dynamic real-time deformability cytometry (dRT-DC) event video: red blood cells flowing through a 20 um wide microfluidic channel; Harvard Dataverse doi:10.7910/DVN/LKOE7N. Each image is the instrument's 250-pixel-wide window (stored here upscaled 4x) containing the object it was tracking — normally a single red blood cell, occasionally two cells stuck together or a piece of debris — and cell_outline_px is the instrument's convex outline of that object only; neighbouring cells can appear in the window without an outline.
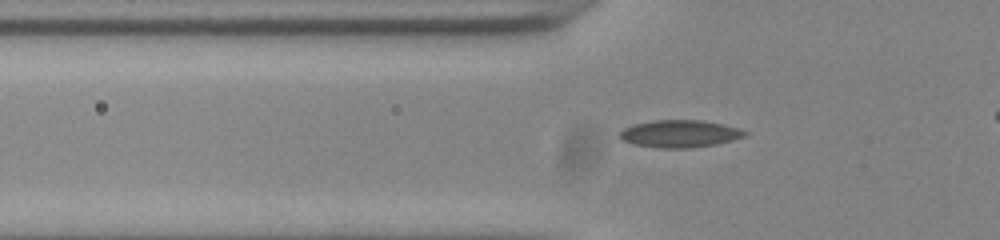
{"species": "common noctule bat (a hibernating species)", "species_latin": "Nyctalus noctula", "temperature_condition": "room temperature", "stored_images_in_passage": 45, "camera_frame_rate_fps": 3000, "um_per_image_px": 0.085, "animal": {"sex": "male", "body_mass_g": 20.0, "forearm_length_mm": 53.3}, "frame": {"image": 1, "passage_image": 15, "time_ms": 4.667, "image_size_px": [1000, 240], "cell_outline_px": [[748, 132], [744, 136], [732, 140], [716, 144], [688, 148], [660, 148], [632, 144], [624, 140], [620, 136], [620, 132], [624, 128], [636, 124], [652, 120], [704, 120], [736, 128]], "centroid_in_image_um": [57.76, 11.37], "position_along_channel_um": 68.0, "area_um2": 19.65}}
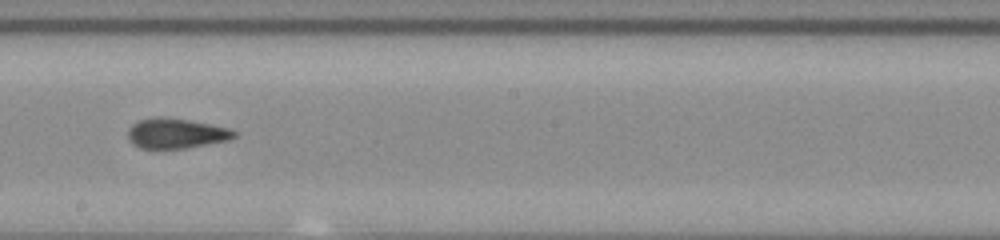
{"frame": {"image": 2, "passage_image": 28, "time_ms": 9.0, "image_size_px": [1000, 240], "cell_outline_px": [[240, 132], [236, 136], [228, 140], [184, 148], [140, 148], [132, 144], [128, 140], [128, 128], [132, 124], [140, 120], [156, 116], [164, 116], [212, 124], [228, 128]], "centroid_in_image_um": [14.96, 11.32], "position_along_channel_um": 233.2, "area_um2": 18.73}}
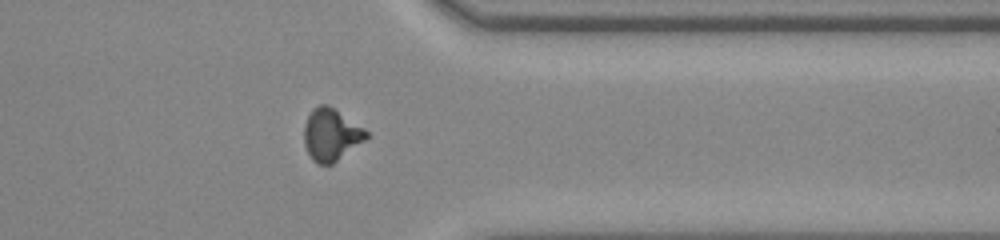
{"frame": {"image": 3, "passage_image": 40, "time_ms": 13.0, "image_size_px": [1000, 240], "cell_outline_px": [[372, 136], [332, 164], [316, 164], [312, 160], [304, 144], [304, 124], [312, 108], [320, 104], [328, 104], [364, 128]], "centroid_in_image_um": [28.16, 11.45], "position_along_channel_um": 383.2, "area_um2": 19.13}}